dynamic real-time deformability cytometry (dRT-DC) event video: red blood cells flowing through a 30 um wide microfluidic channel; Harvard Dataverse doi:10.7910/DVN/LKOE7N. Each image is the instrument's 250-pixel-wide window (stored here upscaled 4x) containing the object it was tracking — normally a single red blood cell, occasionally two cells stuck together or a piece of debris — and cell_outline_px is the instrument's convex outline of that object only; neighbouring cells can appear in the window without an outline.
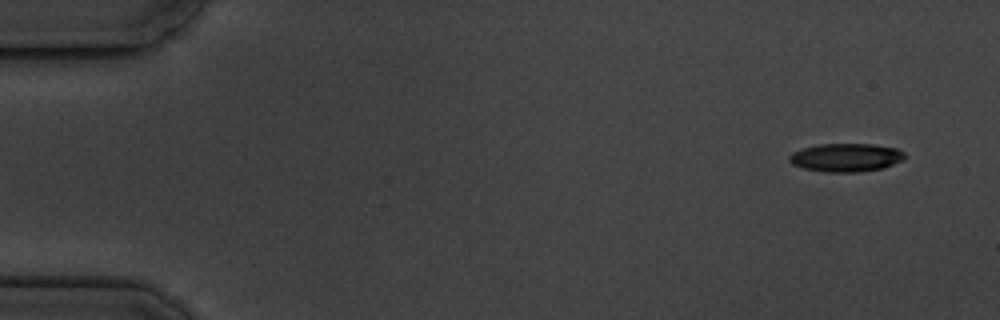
{"species": "common noctule bat (a hibernating species)", "species_latin": "Nyctalus noctula", "temperature_condition": "cold", "stored_images_in_passage": 4, "camera_frame_rate_fps": 3000, "um_per_image_px": 0.085, "animal": {"sex": "male", "body_mass_g": 19.5, "forearm_length_mm": 54.6}, "frame": {"image": 1, "passage_image": 1, "time_ms": 0.0, "image_size_px": [1000, 320], "cell_outline_px": [[904, 160], [884, 168], [860, 172], [824, 172], [804, 168], [792, 164], [788, 160], [788, 156], [792, 152], [800, 148], [820, 144], [872, 144], [896, 148], [904, 152]], "centroid_in_image_um": [71.89, 13.39], "position_along_channel_um": 13.1, "area_um2": 19.25}}
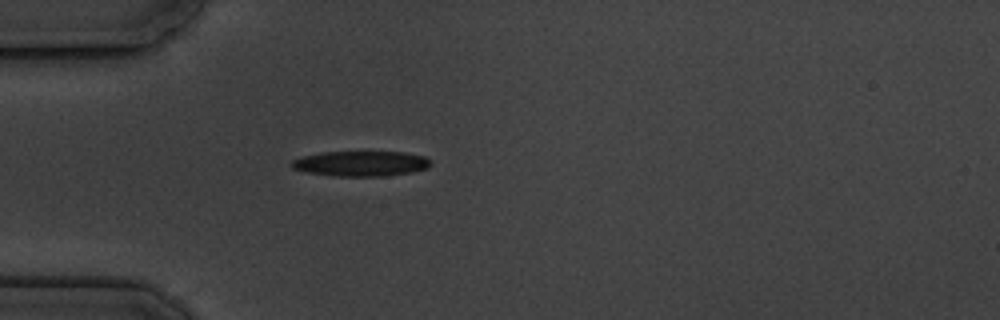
{"frame": {"image": 2, "passage_image": 4, "time_ms": 4.333, "image_size_px": [1000, 320], "cell_outline_px": [[432, 164], [428, 168], [412, 172], [384, 176], [336, 176], [308, 172], [292, 168], [288, 164], [292, 160], [300, 156], [324, 152], [404, 152], [424, 156], [432, 160]], "centroid_in_image_um": [30.68, 13.9], "position_along_channel_um": 54.3, "area_um2": 20.58}}